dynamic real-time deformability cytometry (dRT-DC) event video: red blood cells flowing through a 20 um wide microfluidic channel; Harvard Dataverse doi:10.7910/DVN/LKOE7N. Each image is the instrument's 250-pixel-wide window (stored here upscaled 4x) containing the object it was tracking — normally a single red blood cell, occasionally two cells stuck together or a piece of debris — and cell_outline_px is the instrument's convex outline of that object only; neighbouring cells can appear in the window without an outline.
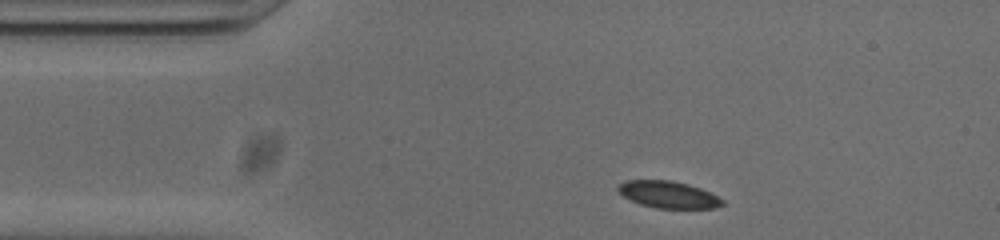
{"species": "common noctule bat (a hibernating species)", "species_latin": "Nyctalus noctula", "temperature_condition": "cold", "stored_images_in_passage": 46, "camera_frame_rate_fps": 3000, "um_per_image_px": 0.085, "animal": {"sex": "male", "body_mass_g": 20.0, "forearm_length_mm": 53.3}, "frame": {"image": 1, "passage_image": 2, "time_ms": 0.333, "image_size_px": [1000, 240], "cell_outline_px": [[724, 204], [716, 208], [656, 208], [640, 204], [624, 196], [616, 188], [620, 184], [628, 180], [672, 180], [688, 184], [700, 188], [724, 200]], "centroid_in_image_um": [56.82, 16.54], "position_along_channel_um": 28.2, "area_um2": 16.18}}
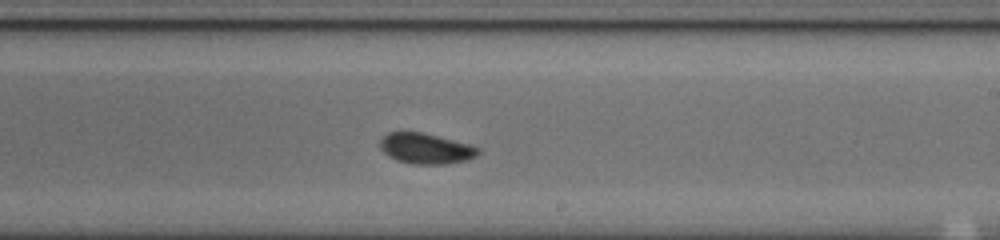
{"frame": {"image": 2, "passage_image": 23, "time_ms": 7.333, "image_size_px": [1000, 240], "cell_outline_px": [[480, 152], [476, 156], [468, 160], [444, 164], [412, 164], [396, 160], [388, 156], [380, 148], [380, 140], [388, 132], [424, 132], [468, 144], [480, 148]], "centroid_in_image_um": [36.19, 12.63], "position_along_channel_um": 252.8, "area_um2": 17.51}}
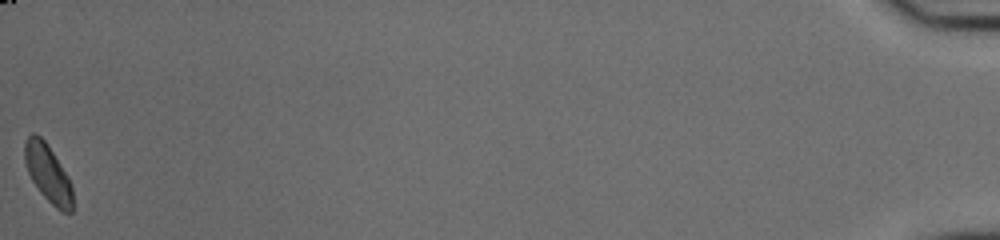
{"frame": {"image": 3, "passage_image": 46, "time_ms": 15.0, "image_size_px": [1000, 240], "cell_outline_px": [[72, 212], [60, 212], [40, 192], [32, 180], [28, 172], [24, 160], [24, 140], [32, 132], [36, 132], [44, 140], [68, 176], [72, 188]], "centroid_in_image_um": [4.05, 14.71], "position_along_channel_um": 431.1, "area_um2": 16.01}, "authors_computed_cell_mechanics": {"area_um2": 17.1955, "velocity_mm_per_s": 3.7983, "shape_relaxation_time_tau1_ms": 3.2311, "shape_relaxation_time_tau2_ms": 2.6777, "deformation_change_tau1": 0.1083, "deformation_change_tau2": 0.0599}}